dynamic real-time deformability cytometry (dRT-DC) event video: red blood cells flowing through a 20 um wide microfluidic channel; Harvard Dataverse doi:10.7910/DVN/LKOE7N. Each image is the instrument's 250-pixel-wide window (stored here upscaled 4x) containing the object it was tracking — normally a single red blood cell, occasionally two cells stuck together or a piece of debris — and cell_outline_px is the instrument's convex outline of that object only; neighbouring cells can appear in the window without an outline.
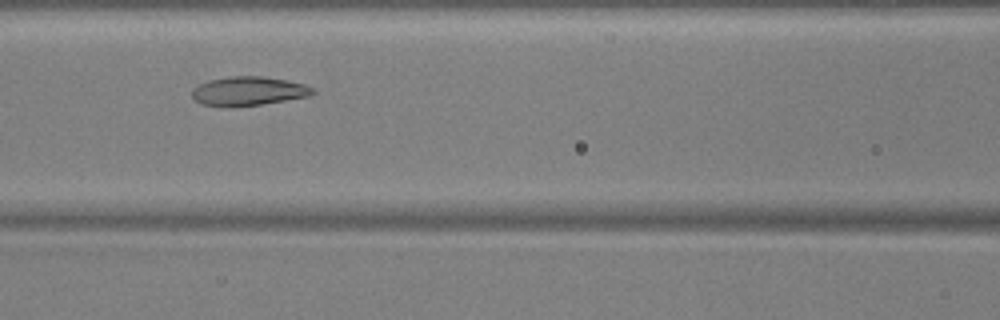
{"species": "common noctule bat (a hibernating species)", "species_latin": "Nyctalus noctula", "temperature_condition": "warm", "stored_images_in_passage": 44, "camera_frame_rate_fps": 3000, "um_per_image_px": 0.085, "animal": {"sex": "male", "body_mass_g": 17.9, "forearm_length_mm": 54.2}, "frame": {"image": 1, "passage_image": 15, "time_ms": 4.667, "image_size_px": [1000, 320], "cell_outline_px": [[316, 92], [312, 96], [260, 104], [232, 108], [224, 108], [200, 104], [192, 96], [192, 88], [208, 80], [228, 76], [264, 76], [288, 80], [304, 84], [312, 88]], "centroid_in_image_um": [21.1, 7.75], "position_along_channel_um": 145.5, "area_um2": 20.81}}
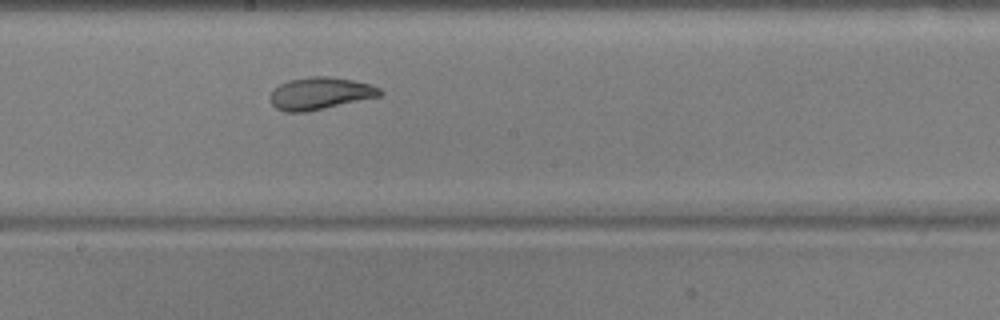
{"frame": {"image": 2, "passage_image": 21, "time_ms": 6.667, "image_size_px": [1000, 320], "cell_outline_px": [[384, 92], [380, 96], [324, 108], [304, 112], [284, 112], [276, 108], [268, 100], [268, 96], [280, 84], [288, 80], [312, 76], [328, 76], [352, 80], [372, 84], [380, 88]], "centroid_in_image_um": [27.2, 7.93], "position_along_channel_um": 221.0, "area_um2": 20.63}}
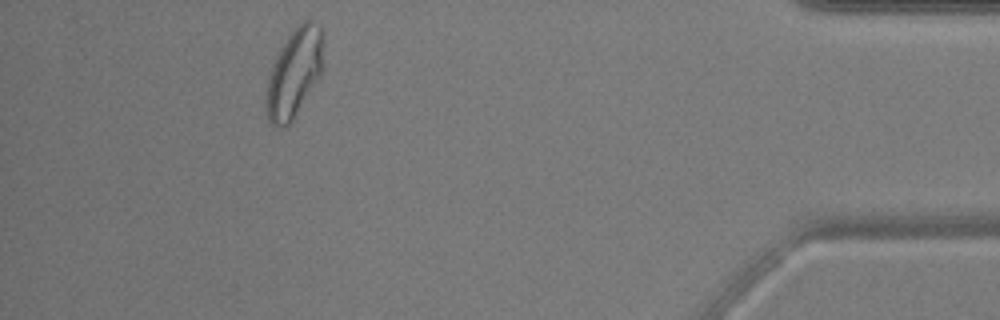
{"frame": {"image": 3, "passage_image": 40, "time_ms": 13.0, "image_size_px": [1000, 320], "cell_outline_px": [[324, 36], [320, 76], [292, 120], [284, 128], [276, 128], [268, 120], [264, 104], [264, 96], [272, 64], [280, 48], [288, 36], [304, 20], [312, 20], [320, 24], [324, 32]], "centroid_in_image_um": [24.99, 6.21], "position_along_channel_um": 410.2, "area_um2": 29.65}, "authors_computed_cell_mechanics": {"area_um2": 22.5998, "velocity_mm_per_s": 3.7804, "shape_relaxation_time_tau1_ms": 3.8721, "shape_relaxation_time_tau2_ms": 1.6676, "deformation_change_tau1": 0.1311, "deformation_change_tau2": 0.0712}}